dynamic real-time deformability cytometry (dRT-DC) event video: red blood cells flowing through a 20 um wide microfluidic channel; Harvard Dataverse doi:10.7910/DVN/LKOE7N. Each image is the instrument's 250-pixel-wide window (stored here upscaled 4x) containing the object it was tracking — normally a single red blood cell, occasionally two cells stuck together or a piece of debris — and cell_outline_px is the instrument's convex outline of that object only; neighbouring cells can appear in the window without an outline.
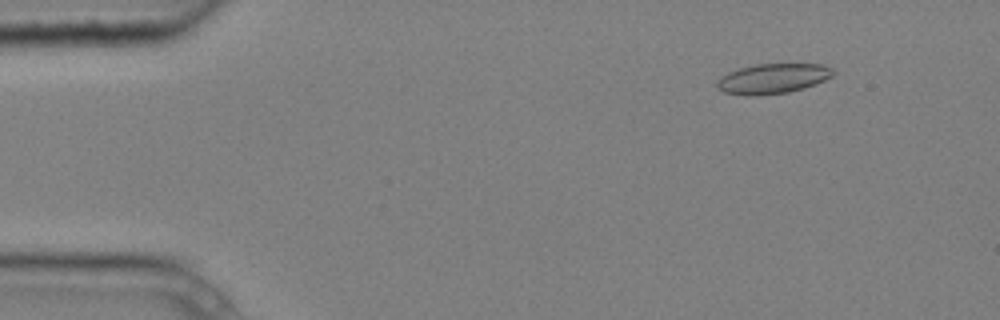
{"species": "common noctule bat (a hibernating species)", "species_latin": "Nyctalus noctula", "temperature_condition": "cold", "stored_images_in_passage": 6, "camera_frame_rate_fps": 3000, "um_per_image_px": 0.085, "animal": {"sex": "male", "body_mass_g": 20.4}, "frame": {"image": 1, "passage_image": 2, "time_ms": 0.333, "image_size_px": [1000, 320], "cell_outline_px": [[836, 72], [832, 76], [816, 84], [804, 88], [788, 92], [760, 96], [744, 96], [724, 92], [716, 88], [716, 80], [720, 76], [728, 72], [740, 68], [756, 64], [824, 64], [832, 68]], "centroid_in_image_um": [65.66, 6.69], "position_along_channel_um": 19.3, "area_um2": 20.63}}
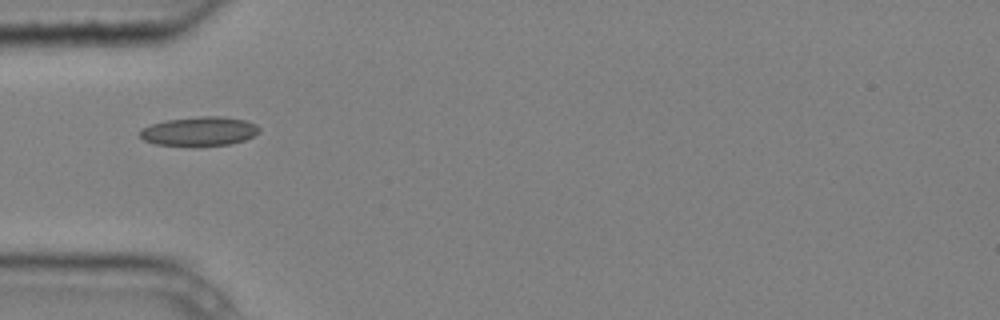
{"frame": {"image": 2, "passage_image": 5, "time_ms": 1.333, "image_size_px": [1000, 320], "cell_outline_px": [[260, 132], [244, 140], [228, 144], [196, 148], [192, 148], [156, 144], [144, 140], [140, 136], [140, 128], [164, 120], [204, 116], [220, 116], [244, 120], [256, 124], [260, 128]], "centroid_in_image_um": [16.92, 11.19], "position_along_channel_um": 68.1, "area_um2": 20.75}}
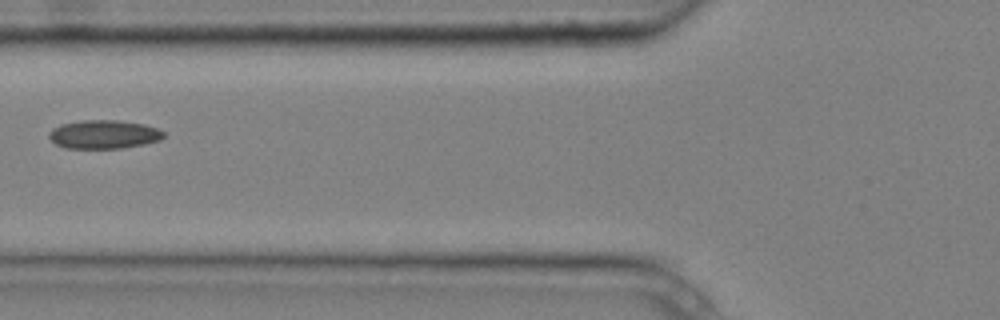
{"frame": {"image": 3, "passage_image": 6, "time_ms": 1.667, "image_size_px": [1000, 320], "cell_outline_px": [[164, 136], [160, 140], [144, 144], [124, 148], [64, 148], [56, 144], [48, 136], [48, 132], [52, 128], [60, 124], [84, 120], [116, 120], [144, 124], [156, 128], [164, 132]], "centroid_in_image_um": [8.8, 11.42], "position_along_channel_um": 117.0, "area_um2": 19.13}}